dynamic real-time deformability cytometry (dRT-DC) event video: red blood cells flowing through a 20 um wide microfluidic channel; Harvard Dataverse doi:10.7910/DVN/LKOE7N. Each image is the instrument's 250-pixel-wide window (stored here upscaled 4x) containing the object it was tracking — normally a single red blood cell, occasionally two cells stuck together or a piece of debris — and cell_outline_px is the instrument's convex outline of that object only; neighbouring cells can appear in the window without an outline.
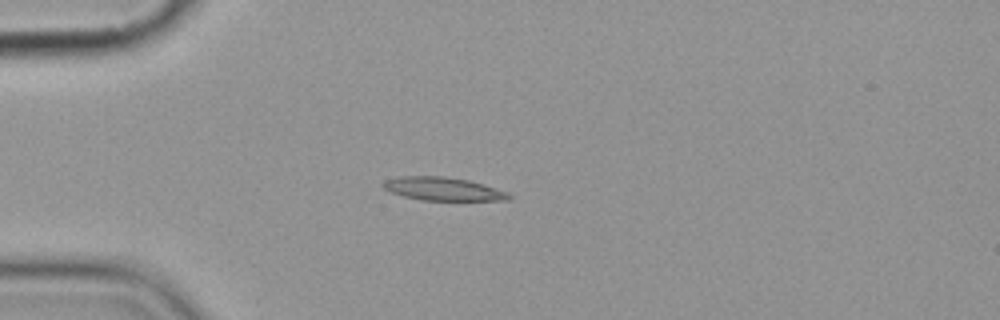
{"species": "common noctule bat (a hibernating species)", "species_latin": "Nyctalus noctula", "temperature_condition": "cold", "stored_images_in_passage": 4, "camera_frame_rate_fps": 3000, "um_per_image_px": 0.085, "animal": {"sex": "female", "body_mass_g": 19.9}, "frame": {"image": 1, "passage_image": 4, "time_ms": 3.667, "image_size_px": [1000, 320], "cell_outline_px": [[512, 196], [508, 200], [420, 200], [388, 192], [380, 184], [384, 180], [400, 176], [444, 176], [468, 180], [508, 192]], "centroid_in_image_um": [37.59, 16.05], "position_along_channel_um": 47.4, "area_um2": 17.05}}